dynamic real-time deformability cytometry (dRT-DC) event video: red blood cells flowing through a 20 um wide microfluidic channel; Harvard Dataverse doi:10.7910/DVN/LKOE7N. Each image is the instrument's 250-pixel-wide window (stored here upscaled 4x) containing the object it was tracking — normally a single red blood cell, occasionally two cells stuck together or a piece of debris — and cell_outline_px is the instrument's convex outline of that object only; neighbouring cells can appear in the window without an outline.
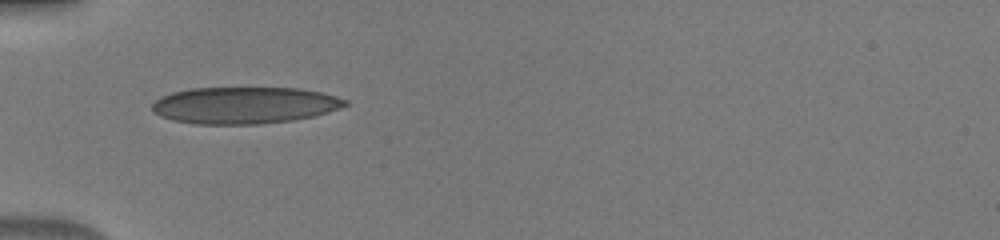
{"species": "human", "species_latin": "Homo sapiens", "temperature_condition": "warm", "stored_images_in_passage": 33, "camera_frame_rate_fps": 3000, "um_per_image_px": 0.085, "donor": {"sex": "male"}, "frame": {"image": 1, "passage_image": 1, "time_ms": 0.0, "image_size_px": [1000, 240], "cell_outline_px": [[348, 104], [328, 112], [312, 116], [292, 120], [256, 124], [196, 124], [172, 120], [160, 116], [152, 112], [152, 104], [160, 96], [172, 92], [192, 88], [300, 88], [320, 92], [336, 96], [348, 100]], "centroid_in_image_um": [20.74, 8.94], "position_along_channel_um": 64.3, "area_um2": 41.33}}
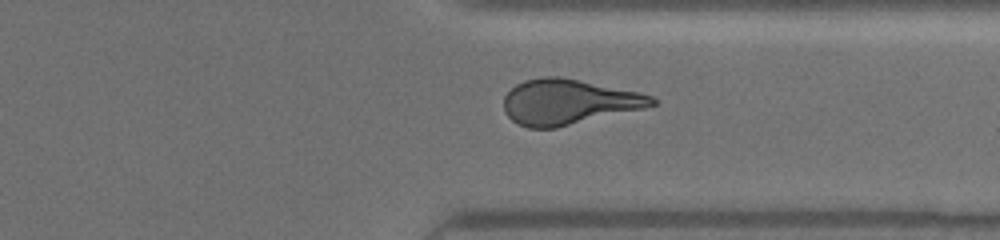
{"frame": {"image": 2, "passage_image": 23, "time_ms": 7.333, "image_size_px": [1000, 240], "cell_outline_px": [[656, 104], [644, 108], [556, 128], [528, 128], [512, 120], [504, 112], [504, 96], [516, 84], [524, 80], [544, 76], [560, 76], [640, 92], [652, 96], [656, 100]], "centroid_in_image_um": [48.3, 8.66], "position_along_channel_um": 363.1, "area_um2": 39.02}}
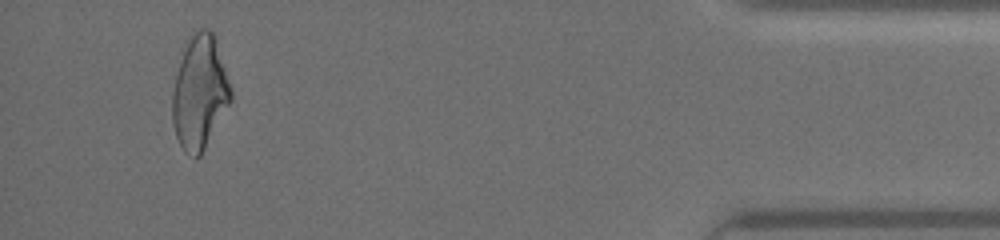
{"frame": {"image": 3, "passage_image": 31, "time_ms": 10.0, "image_size_px": [1000, 240], "cell_outline_px": [[232, 100], [200, 156], [196, 156], [184, 152], [176, 136], [172, 120], [172, 92], [176, 72], [184, 40], [188, 36], [200, 28], [208, 28], [216, 36], [232, 88]], "centroid_in_image_um": [16.97, 7.77], "position_along_channel_um": 418.2, "area_um2": 39.36}}